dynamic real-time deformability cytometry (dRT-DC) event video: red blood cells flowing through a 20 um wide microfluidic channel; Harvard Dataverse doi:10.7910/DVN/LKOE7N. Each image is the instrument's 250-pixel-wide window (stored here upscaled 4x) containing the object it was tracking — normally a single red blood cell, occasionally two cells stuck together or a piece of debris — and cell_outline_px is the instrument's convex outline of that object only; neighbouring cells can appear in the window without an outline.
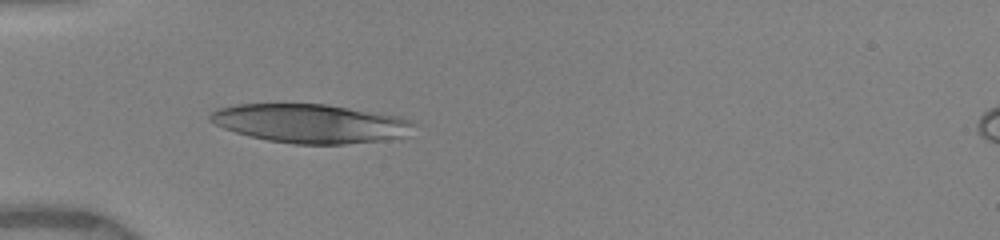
{"species": "human", "species_latin": "Homo sapiens", "temperature_condition": "warm", "stored_images_in_passage": 8, "camera_frame_rate_fps": 3000, "um_per_image_px": 0.085, "donor": {"sex": "female"}, "frame": {"image": 1, "passage_image": 7, "time_ms": 5.0, "image_size_px": [1000, 240], "cell_outline_px": [[416, 124], [408, 136], [384, 140], [344, 144], [296, 144], [268, 140], [236, 132], [224, 128], [208, 120], [208, 116], [216, 108], [236, 104], [328, 104], [400, 116], [412, 120]], "centroid_in_image_um": [26.44, 10.49], "position_along_channel_um": 58.6, "area_um2": 46.3}}
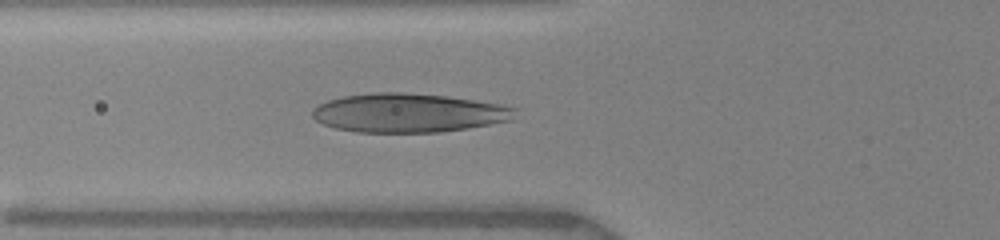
{"frame": {"image": 2, "passage_image": 8, "time_ms": 6.0, "image_size_px": [1000, 240], "cell_outline_px": [[520, 108], [512, 120], [468, 128], [440, 132], [356, 132], [336, 128], [324, 124], [316, 120], [312, 116], [312, 108], [328, 100], [344, 96], [372, 92], [400, 92], [448, 96], [500, 104]], "centroid_in_image_um": [34.75, 9.59], "position_along_channel_um": 91.0, "area_um2": 46.12}}